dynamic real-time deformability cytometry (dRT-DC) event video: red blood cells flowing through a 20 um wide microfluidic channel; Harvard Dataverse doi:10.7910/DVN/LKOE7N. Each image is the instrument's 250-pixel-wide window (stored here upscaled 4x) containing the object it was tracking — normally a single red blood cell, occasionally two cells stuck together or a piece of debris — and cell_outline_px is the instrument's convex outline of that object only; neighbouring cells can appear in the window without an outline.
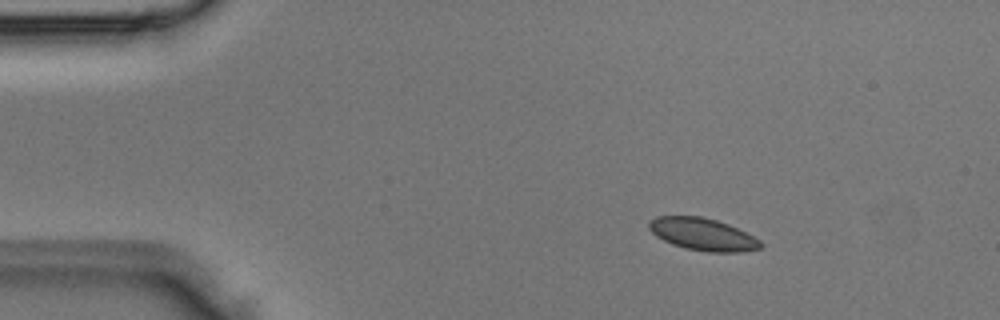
{"species": "Egyptian fruit bat (a non-hibernating species)", "species_latin": "Rousettus aegyptiacus", "temperature_condition": "room temperature", "stored_images_in_passage": 3, "camera_frame_rate_fps": 3000, "um_per_image_px": 0.085, "animal": {"sex": "male"}, "frame": {"image": 1, "passage_image": 1, "time_ms": 0.0, "image_size_px": [1000, 320], "cell_outline_px": [[764, 244], [760, 248], [740, 252], [708, 252], [684, 248], [672, 244], [656, 236], [648, 228], [648, 220], [656, 216], [700, 216], [716, 220], [728, 224], [760, 240]], "centroid_in_image_um": [59.7, 19.91], "position_along_channel_um": 25.3, "area_um2": 20.98}}
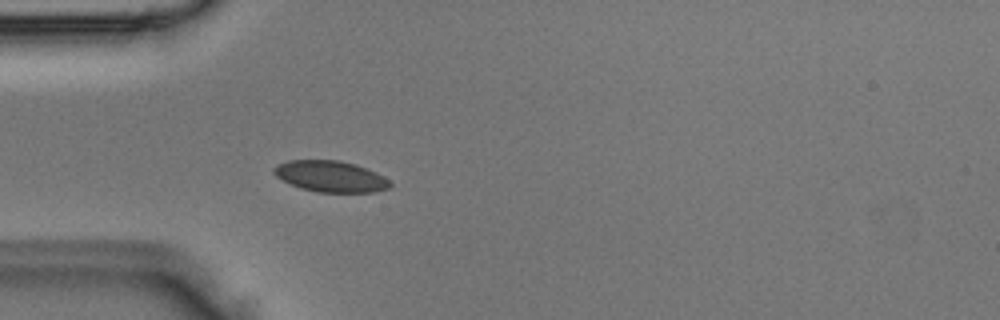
{"frame": {"image": 2, "passage_image": 3, "time_ms": 0.667, "image_size_px": [1000, 320], "cell_outline_px": [[392, 184], [388, 188], [372, 192], [316, 192], [300, 188], [276, 176], [272, 172], [272, 168], [288, 160], [340, 160], [356, 164], [376, 172], [384, 176]], "centroid_in_image_um": [28.1, 14.99], "position_along_channel_um": 56.9, "area_um2": 21.04}}